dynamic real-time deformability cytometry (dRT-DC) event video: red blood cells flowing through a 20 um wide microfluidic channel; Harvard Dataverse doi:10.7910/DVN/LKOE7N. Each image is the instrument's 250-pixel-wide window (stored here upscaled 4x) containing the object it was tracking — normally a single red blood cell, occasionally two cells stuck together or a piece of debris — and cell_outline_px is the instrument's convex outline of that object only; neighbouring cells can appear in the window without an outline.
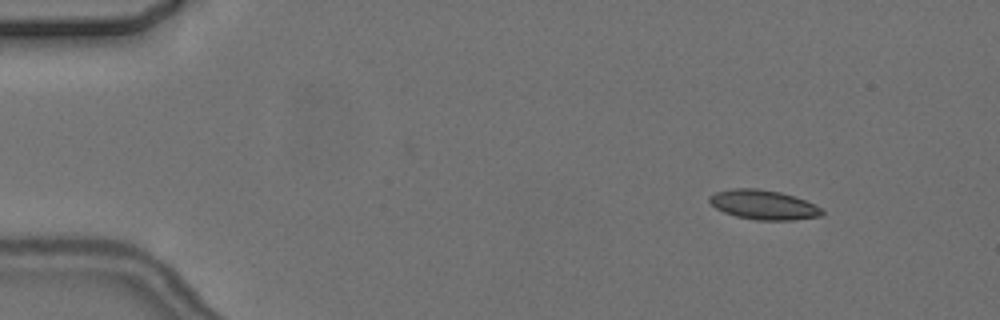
{"species": "common noctule bat (a hibernating species)", "species_latin": "Nyctalus noctula", "temperature_condition": "cold", "stored_images_in_passage": 6, "camera_frame_rate_fps": 3000, "um_per_image_px": 0.085, "animal": {"sex": "female", "body_mass_g": 24.6, "forearm_length_mm": 56.2}, "frame": {"image": 1, "passage_image": 2, "time_ms": 1.333, "image_size_px": [1000, 320], "cell_outline_px": [[824, 216], [796, 220], [756, 220], [736, 216], [724, 212], [716, 208], [708, 200], [708, 196], [716, 192], [732, 188], [756, 188], [780, 192], [804, 200], [824, 208]], "centroid_in_image_um": [64.93, 17.41], "position_along_channel_um": 20.1, "area_um2": 19.48}}
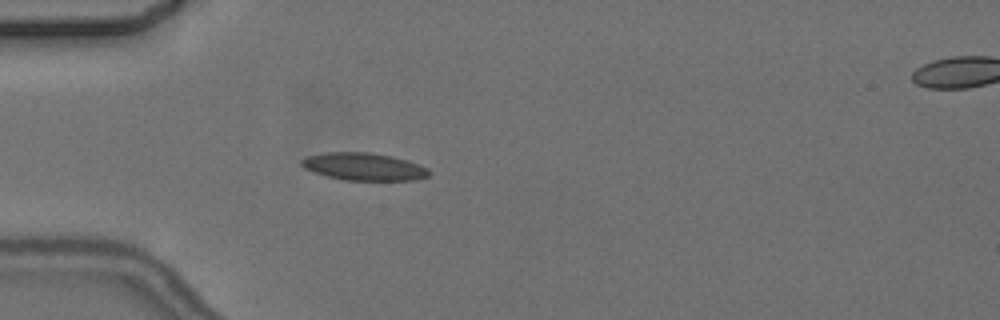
{"frame": {"image": 2, "passage_image": 5, "time_ms": 4.667, "image_size_px": [1000, 320], "cell_outline_px": [[432, 172], [428, 176], [412, 180], [344, 180], [328, 176], [304, 168], [300, 164], [300, 160], [308, 156], [328, 152], [368, 152], [392, 156], [408, 160], [420, 164], [428, 168]], "centroid_in_image_um": [30.96, 14.16], "position_along_channel_um": 54.0, "area_um2": 20.4}}